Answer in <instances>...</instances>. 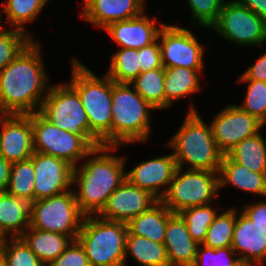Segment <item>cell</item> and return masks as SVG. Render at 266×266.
Instances as JSON below:
<instances>
[{"mask_svg":"<svg viewBox=\"0 0 266 266\" xmlns=\"http://www.w3.org/2000/svg\"><path fill=\"white\" fill-rule=\"evenodd\" d=\"M33 151L60 158L76 167L78 160L92 155V148L80 137L50 123L39 112L31 114Z\"/></svg>","mask_w":266,"mask_h":266,"instance_id":"30bf717a","label":"cell"},{"mask_svg":"<svg viewBox=\"0 0 266 266\" xmlns=\"http://www.w3.org/2000/svg\"><path fill=\"white\" fill-rule=\"evenodd\" d=\"M176 168V160L172 153L149 161H142L126 173V179L161 200L168 191ZM166 185L167 188L160 192V187Z\"/></svg>","mask_w":266,"mask_h":266,"instance_id":"e0dca14e","label":"cell"},{"mask_svg":"<svg viewBox=\"0 0 266 266\" xmlns=\"http://www.w3.org/2000/svg\"><path fill=\"white\" fill-rule=\"evenodd\" d=\"M34 181L35 173L31 159L12 163L5 192L32 203L35 201Z\"/></svg>","mask_w":266,"mask_h":266,"instance_id":"f546056e","label":"cell"},{"mask_svg":"<svg viewBox=\"0 0 266 266\" xmlns=\"http://www.w3.org/2000/svg\"><path fill=\"white\" fill-rule=\"evenodd\" d=\"M250 80L266 82V53L261 55L256 63L243 73Z\"/></svg>","mask_w":266,"mask_h":266,"instance_id":"7bdbcfd3","label":"cell"},{"mask_svg":"<svg viewBox=\"0 0 266 266\" xmlns=\"http://www.w3.org/2000/svg\"><path fill=\"white\" fill-rule=\"evenodd\" d=\"M227 154L250 171L266 173V142L260 132L247 137Z\"/></svg>","mask_w":266,"mask_h":266,"instance_id":"83f0119b","label":"cell"},{"mask_svg":"<svg viewBox=\"0 0 266 266\" xmlns=\"http://www.w3.org/2000/svg\"><path fill=\"white\" fill-rule=\"evenodd\" d=\"M95 217H84L77 236L90 265L125 266L126 223Z\"/></svg>","mask_w":266,"mask_h":266,"instance_id":"8992f818","label":"cell"},{"mask_svg":"<svg viewBox=\"0 0 266 266\" xmlns=\"http://www.w3.org/2000/svg\"><path fill=\"white\" fill-rule=\"evenodd\" d=\"M218 175L219 188L228 183L243 191L266 196V173L250 171L228 154L222 157Z\"/></svg>","mask_w":266,"mask_h":266,"instance_id":"7402d4cb","label":"cell"},{"mask_svg":"<svg viewBox=\"0 0 266 266\" xmlns=\"http://www.w3.org/2000/svg\"><path fill=\"white\" fill-rule=\"evenodd\" d=\"M201 244L197 248L196 258L192 266H233L239 259L234 256L231 247L226 248H210ZM227 259V260H226Z\"/></svg>","mask_w":266,"mask_h":266,"instance_id":"74e56055","label":"cell"},{"mask_svg":"<svg viewBox=\"0 0 266 266\" xmlns=\"http://www.w3.org/2000/svg\"><path fill=\"white\" fill-rule=\"evenodd\" d=\"M186 118L174 137L167 142L175 150L173 153L179 168L187 161L189 169L219 172L223 153L218 149L207 126L192 104Z\"/></svg>","mask_w":266,"mask_h":266,"instance_id":"277c9868","label":"cell"},{"mask_svg":"<svg viewBox=\"0 0 266 266\" xmlns=\"http://www.w3.org/2000/svg\"><path fill=\"white\" fill-rule=\"evenodd\" d=\"M199 245L189 234L181 216L173 213L168 218L164 240L169 266H192Z\"/></svg>","mask_w":266,"mask_h":266,"instance_id":"44dd1931","label":"cell"},{"mask_svg":"<svg viewBox=\"0 0 266 266\" xmlns=\"http://www.w3.org/2000/svg\"><path fill=\"white\" fill-rule=\"evenodd\" d=\"M129 253H131L136 262L142 266H169L164 243L154 242L148 238L137 235H127L125 263Z\"/></svg>","mask_w":266,"mask_h":266,"instance_id":"4316f807","label":"cell"},{"mask_svg":"<svg viewBox=\"0 0 266 266\" xmlns=\"http://www.w3.org/2000/svg\"><path fill=\"white\" fill-rule=\"evenodd\" d=\"M72 63L69 84L77 91L87 114L90 138L98 146L111 147L112 79L106 74L97 77L76 58Z\"/></svg>","mask_w":266,"mask_h":266,"instance_id":"3957f363","label":"cell"},{"mask_svg":"<svg viewBox=\"0 0 266 266\" xmlns=\"http://www.w3.org/2000/svg\"><path fill=\"white\" fill-rule=\"evenodd\" d=\"M30 159L35 173V200L71 190L69 186L73 184L72 165L63 159L39 152H34Z\"/></svg>","mask_w":266,"mask_h":266,"instance_id":"5bb4252c","label":"cell"},{"mask_svg":"<svg viewBox=\"0 0 266 266\" xmlns=\"http://www.w3.org/2000/svg\"><path fill=\"white\" fill-rule=\"evenodd\" d=\"M42 98L39 113L58 128L80 136L92 149L98 145L90 138L87 114L77 91L69 84L53 85Z\"/></svg>","mask_w":266,"mask_h":266,"instance_id":"52a82bcc","label":"cell"},{"mask_svg":"<svg viewBox=\"0 0 266 266\" xmlns=\"http://www.w3.org/2000/svg\"><path fill=\"white\" fill-rule=\"evenodd\" d=\"M111 58L106 75L115 83L130 84L141 73L138 49L121 48Z\"/></svg>","mask_w":266,"mask_h":266,"instance_id":"4dcf8cb0","label":"cell"},{"mask_svg":"<svg viewBox=\"0 0 266 266\" xmlns=\"http://www.w3.org/2000/svg\"><path fill=\"white\" fill-rule=\"evenodd\" d=\"M30 225V203L6 192L0 193V238L20 237Z\"/></svg>","mask_w":266,"mask_h":266,"instance_id":"603a6c76","label":"cell"},{"mask_svg":"<svg viewBox=\"0 0 266 266\" xmlns=\"http://www.w3.org/2000/svg\"><path fill=\"white\" fill-rule=\"evenodd\" d=\"M160 26L158 40L163 67L202 69L204 49L192 31L164 23Z\"/></svg>","mask_w":266,"mask_h":266,"instance_id":"7c38bea8","label":"cell"},{"mask_svg":"<svg viewBox=\"0 0 266 266\" xmlns=\"http://www.w3.org/2000/svg\"><path fill=\"white\" fill-rule=\"evenodd\" d=\"M233 266H256V264L243 260H238Z\"/></svg>","mask_w":266,"mask_h":266,"instance_id":"bcb514c9","label":"cell"},{"mask_svg":"<svg viewBox=\"0 0 266 266\" xmlns=\"http://www.w3.org/2000/svg\"><path fill=\"white\" fill-rule=\"evenodd\" d=\"M201 70L184 67L165 68V108L172 105L174 100L200 91L199 72Z\"/></svg>","mask_w":266,"mask_h":266,"instance_id":"484cf974","label":"cell"},{"mask_svg":"<svg viewBox=\"0 0 266 266\" xmlns=\"http://www.w3.org/2000/svg\"><path fill=\"white\" fill-rule=\"evenodd\" d=\"M117 147L98 146L92 150L95 157L89 158L79 168H73L74 192L79 210L85 215H97L109 196L126 180L124 158L111 155Z\"/></svg>","mask_w":266,"mask_h":266,"instance_id":"7a4b0ae2","label":"cell"},{"mask_svg":"<svg viewBox=\"0 0 266 266\" xmlns=\"http://www.w3.org/2000/svg\"><path fill=\"white\" fill-rule=\"evenodd\" d=\"M0 266H8L6 257L1 250H0Z\"/></svg>","mask_w":266,"mask_h":266,"instance_id":"7dc6e473","label":"cell"},{"mask_svg":"<svg viewBox=\"0 0 266 266\" xmlns=\"http://www.w3.org/2000/svg\"><path fill=\"white\" fill-rule=\"evenodd\" d=\"M130 86L112 80L111 147L149 138V111L154 108Z\"/></svg>","mask_w":266,"mask_h":266,"instance_id":"5b68a950","label":"cell"},{"mask_svg":"<svg viewBox=\"0 0 266 266\" xmlns=\"http://www.w3.org/2000/svg\"><path fill=\"white\" fill-rule=\"evenodd\" d=\"M263 123L238 105H229L213 119L210 126L218 149L227 154L238 143L260 132Z\"/></svg>","mask_w":266,"mask_h":266,"instance_id":"4fadbf2b","label":"cell"},{"mask_svg":"<svg viewBox=\"0 0 266 266\" xmlns=\"http://www.w3.org/2000/svg\"><path fill=\"white\" fill-rule=\"evenodd\" d=\"M0 241V250L6 257L8 266H46L30 250L29 246L21 237H11Z\"/></svg>","mask_w":266,"mask_h":266,"instance_id":"d590c367","label":"cell"},{"mask_svg":"<svg viewBox=\"0 0 266 266\" xmlns=\"http://www.w3.org/2000/svg\"><path fill=\"white\" fill-rule=\"evenodd\" d=\"M243 6L266 21V0H237Z\"/></svg>","mask_w":266,"mask_h":266,"instance_id":"ee69618b","label":"cell"},{"mask_svg":"<svg viewBox=\"0 0 266 266\" xmlns=\"http://www.w3.org/2000/svg\"><path fill=\"white\" fill-rule=\"evenodd\" d=\"M211 27L238 45H263L266 41V21L237 0L224 3L217 21Z\"/></svg>","mask_w":266,"mask_h":266,"instance_id":"8fae6325","label":"cell"},{"mask_svg":"<svg viewBox=\"0 0 266 266\" xmlns=\"http://www.w3.org/2000/svg\"><path fill=\"white\" fill-rule=\"evenodd\" d=\"M193 13V20L205 28L211 27L218 19L224 0H187Z\"/></svg>","mask_w":266,"mask_h":266,"instance_id":"f35d334b","label":"cell"},{"mask_svg":"<svg viewBox=\"0 0 266 266\" xmlns=\"http://www.w3.org/2000/svg\"><path fill=\"white\" fill-rule=\"evenodd\" d=\"M143 0H84L81 16L87 22L104 29L108 24L140 16Z\"/></svg>","mask_w":266,"mask_h":266,"instance_id":"ac0fdd59","label":"cell"},{"mask_svg":"<svg viewBox=\"0 0 266 266\" xmlns=\"http://www.w3.org/2000/svg\"><path fill=\"white\" fill-rule=\"evenodd\" d=\"M211 205L212 203L190 207L178 213L184 220L189 234L198 244L204 242L208 227L218 215Z\"/></svg>","mask_w":266,"mask_h":266,"instance_id":"d6a6232c","label":"cell"},{"mask_svg":"<svg viewBox=\"0 0 266 266\" xmlns=\"http://www.w3.org/2000/svg\"><path fill=\"white\" fill-rule=\"evenodd\" d=\"M237 215L236 211L232 250L234 253L239 250V260L262 264L266 258V234L243 212Z\"/></svg>","mask_w":266,"mask_h":266,"instance_id":"ffe728a7","label":"cell"},{"mask_svg":"<svg viewBox=\"0 0 266 266\" xmlns=\"http://www.w3.org/2000/svg\"><path fill=\"white\" fill-rule=\"evenodd\" d=\"M249 219L266 234V202H258L244 207L242 211Z\"/></svg>","mask_w":266,"mask_h":266,"instance_id":"b9f144b4","label":"cell"},{"mask_svg":"<svg viewBox=\"0 0 266 266\" xmlns=\"http://www.w3.org/2000/svg\"><path fill=\"white\" fill-rule=\"evenodd\" d=\"M6 4H2L4 13H6L7 21L15 29L24 32V24L33 22L38 13L44 8L49 0H6Z\"/></svg>","mask_w":266,"mask_h":266,"instance_id":"836d02e7","label":"cell"},{"mask_svg":"<svg viewBox=\"0 0 266 266\" xmlns=\"http://www.w3.org/2000/svg\"><path fill=\"white\" fill-rule=\"evenodd\" d=\"M159 200L148 191L127 179L109 196L103 209L96 215L108 221L127 223L150 209Z\"/></svg>","mask_w":266,"mask_h":266,"instance_id":"9a60e30c","label":"cell"},{"mask_svg":"<svg viewBox=\"0 0 266 266\" xmlns=\"http://www.w3.org/2000/svg\"><path fill=\"white\" fill-rule=\"evenodd\" d=\"M219 190L218 172L177 167L168 191L160 200L172 213L201 205H207Z\"/></svg>","mask_w":266,"mask_h":266,"instance_id":"ba28073f","label":"cell"},{"mask_svg":"<svg viewBox=\"0 0 266 266\" xmlns=\"http://www.w3.org/2000/svg\"><path fill=\"white\" fill-rule=\"evenodd\" d=\"M173 213L159 200L150 209L129 220L127 235H137L164 243L168 218Z\"/></svg>","mask_w":266,"mask_h":266,"instance_id":"cb8c5ba5","label":"cell"},{"mask_svg":"<svg viewBox=\"0 0 266 266\" xmlns=\"http://www.w3.org/2000/svg\"><path fill=\"white\" fill-rule=\"evenodd\" d=\"M39 44L32 40L0 71V114L39 112L49 89Z\"/></svg>","mask_w":266,"mask_h":266,"instance_id":"6da1fadb","label":"cell"},{"mask_svg":"<svg viewBox=\"0 0 266 266\" xmlns=\"http://www.w3.org/2000/svg\"><path fill=\"white\" fill-rule=\"evenodd\" d=\"M156 18L150 20L144 13L140 16L108 24L104 30L122 48L141 49L158 39L161 27L156 26Z\"/></svg>","mask_w":266,"mask_h":266,"instance_id":"d6986e66","label":"cell"},{"mask_svg":"<svg viewBox=\"0 0 266 266\" xmlns=\"http://www.w3.org/2000/svg\"><path fill=\"white\" fill-rule=\"evenodd\" d=\"M0 155L8 162L25 161L33 155L31 114H0Z\"/></svg>","mask_w":266,"mask_h":266,"instance_id":"2e32d148","label":"cell"},{"mask_svg":"<svg viewBox=\"0 0 266 266\" xmlns=\"http://www.w3.org/2000/svg\"><path fill=\"white\" fill-rule=\"evenodd\" d=\"M1 12H0V23H1ZM3 31H5L4 27H2V25H0V33H2Z\"/></svg>","mask_w":266,"mask_h":266,"instance_id":"c3c4849f","label":"cell"},{"mask_svg":"<svg viewBox=\"0 0 266 266\" xmlns=\"http://www.w3.org/2000/svg\"><path fill=\"white\" fill-rule=\"evenodd\" d=\"M235 221V208H231L221 214H218L208 227L206 238L201 246H207L215 249L232 247Z\"/></svg>","mask_w":266,"mask_h":266,"instance_id":"1f68e13d","label":"cell"},{"mask_svg":"<svg viewBox=\"0 0 266 266\" xmlns=\"http://www.w3.org/2000/svg\"><path fill=\"white\" fill-rule=\"evenodd\" d=\"M165 68L140 73L130 84L154 109H165Z\"/></svg>","mask_w":266,"mask_h":266,"instance_id":"f1b7e54d","label":"cell"},{"mask_svg":"<svg viewBox=\"0 0 266 266\" xmlns=\"http://www.w3.org/2000/svg\"><path fill=\"white\" fill-rule=\"evenodd\" d=\"M10 167H11V163L6 161L0 155V193H3L6 191V188L9 182Z\"/></svg>","mask_w":266,"mask_h":266,"instance_id":"f6af8a7d","label":"cell"},{"mask_svg":"<svg viewBox=\"0 0 266 266\" xmlns=\"http://www.w3.org/2000/svg\"><path fill=\"white\" fill-rule=\"evenodd\" d=\"M49 266H91L83 246L78 240L70 245Z\"/></svg>","mask_w":266,"mask_h":266,"instance_id":"ab89813d","label":"cell"},{"mask_svg":"<svg viewBox=\"0 0 266 266\" xmlns=\"http://www.w3.org/2000/svg\"><path fill=\"white\" fill-rule=\"evenodd\" d=\"M20 237L46 266H49L73 241L70 236L32 227Z\"/></svg>","mask_w":266,"mask_h":266,"instance_id":"d4e9b609","label":"cell"},{"mask_svg":"<svg viewBox=\"0 0 266 266\" xmlns=\"http://www.w3.org/2000/svg\"><path fill=\"white\" fill-rule=\"evenodd\" d=\"M239 82H248L245 100L241 106L242 111L256 117L264 125L266 123V82L250 80L244 74L240 76Z\"/></svg>","mask_w":266,"mask_h":266,"instance_id":"e575fe53","label":"cell"},{"mask_svg":"<svg viewBox=\"0 0 266 266\" xmlns=\"http://www.w3.org/2000/svg\"><path fill=\"white\" fill-rule=\"evenodd\" d=\"M84 217L74 191L68 190L30 203L29 227L64 234L77 240Z\"/></svg>","mask_w":266,"mask_h":266,"instance_id":"9c48e42d","label":"cell"},{"mask_svg":"<svg viewBox=\"0 0 266 266\" xmlns=\"http://www.w3.org/2000/svg\"><path fill=\"white\" fill-rule=\"evenodd\" d=\"M27 33L15 28L0 33V71L33 40Z\"/></svg>","mask_w":266,"mask_h":266,"instance_id":"8d00e7d4","label":"cell"},{"mask_svg":"<svg viewBox=\"0 0 266 266\" xmlns=\"http://www.w3.org/2000/svg\"><path fill=\"white\" fill-rule=\"evenodd\" d=\"M141 73L163 67L159 40L138 49Z\"/></svg>","mask_w":266,"mask_h":266,"instance_id":"60d3db41","label":"cell"}]
</instances>
